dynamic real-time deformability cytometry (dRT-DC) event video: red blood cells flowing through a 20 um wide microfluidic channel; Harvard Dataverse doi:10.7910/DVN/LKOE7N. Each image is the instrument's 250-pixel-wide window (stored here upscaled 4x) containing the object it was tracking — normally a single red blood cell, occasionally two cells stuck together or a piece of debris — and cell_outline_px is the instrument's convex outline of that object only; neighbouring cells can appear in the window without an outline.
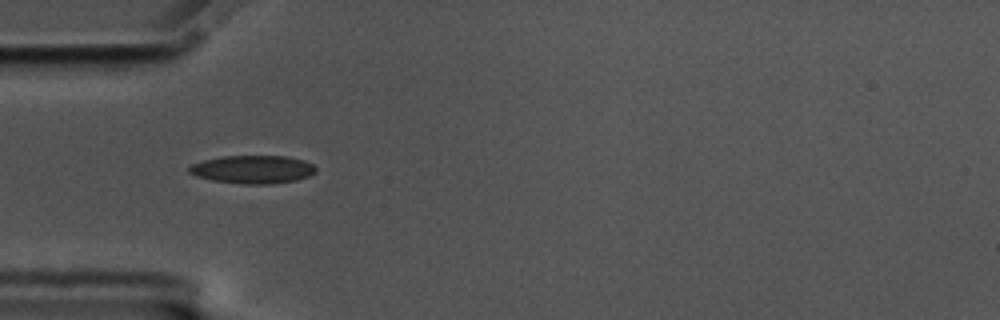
{"species": "common noctule bat (a hibernating species)", "species_latin": "Nyctalus noctula", "temperature_condition": "cold", "stored_images_in_passage": 41, "camera_frame_rate_fps": 3000, "um_per_image_px": 0.085, "animal": {"sex": "male", "body_mass_g": 17.5, "forearm_length_mm": 52.3}, "frame": {"image": 1, "passage_image": 1, "time_ms": 0.0, "image_size_px": [1000, 320], "cell_outline_px": [[316, 172], [308, 176], [296, 180], [268, 184], [244, 184], [212, 180], [196, 176], [188, 172], [188, 168], [192, 164], [204, 160], [224, 156], [288, 156], [304, 160], [312, 164], [316, 168]], "centroid_in_image_um": [21.49, 14.4], "position_along_channel_um": 63.5, "area_um2": 20.69}}
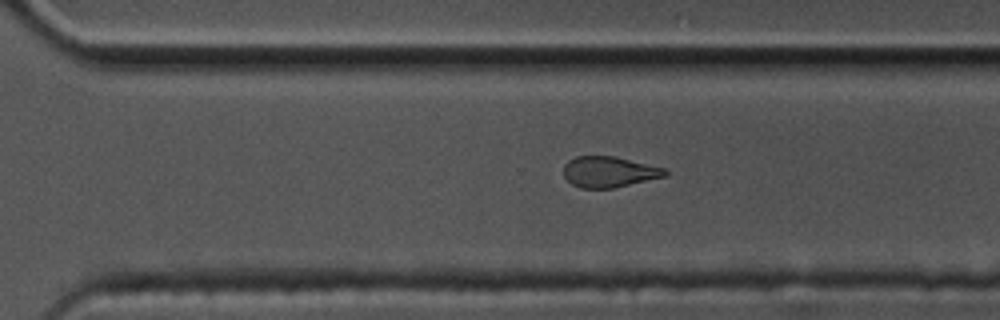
{"frame": {"image": 2, "passage_image": 23, "time_ms": 7.333, "image_size_px": [1000, 320], "cell_outline_px": [[668, 172], [664, 176], [612, 188], [580, 188], [572, 184], [564, 176], [564, 164], [568, 160], [576, 156], [616, 156], [668, 168]], "centroid_in_image_um": [51.77, 14.59], "position_along_channel_um": 318.8, "area_um2": 18.26}}
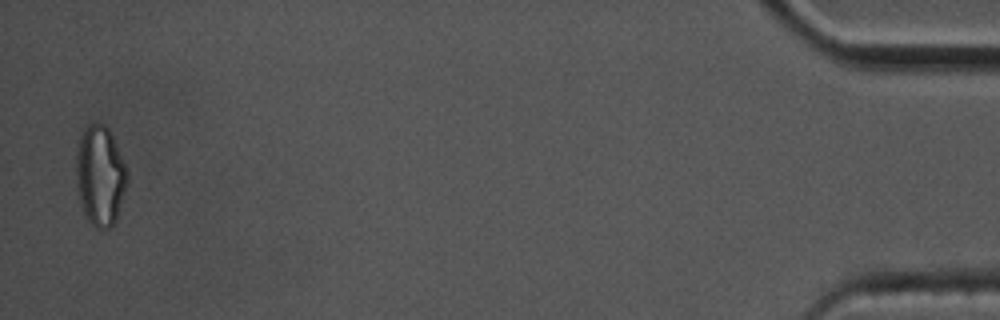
{"frame": {"image": 3, "passage_image": 40, "time_ms": 13.0, "image_size_px": [1000, 320], "cell_outline_px": [[128, 180], [116, 220], [112, 228], [96, 228], [84, 216], [76, 184], [76, 156], [80, 136], [84, 128], [92, 124], [104, 124], [108, 128], [116, 144], [128, 172]], "centroid_in_image_um": [8.51, 14.96], "position_along_channel_um": 426.7, "area_um2": 29.71}, "authors_computed_cell_mechanics": {"area_um2": 19.8832, "velocity_mm_per_s": 3.4976, "shape_relaxation_time_tau1_ms": null, "shape_relaxation_time_tau2_ms": 3.8976, "deformation_change_tau1": null, "deformation_change_tau2": 0.115}}